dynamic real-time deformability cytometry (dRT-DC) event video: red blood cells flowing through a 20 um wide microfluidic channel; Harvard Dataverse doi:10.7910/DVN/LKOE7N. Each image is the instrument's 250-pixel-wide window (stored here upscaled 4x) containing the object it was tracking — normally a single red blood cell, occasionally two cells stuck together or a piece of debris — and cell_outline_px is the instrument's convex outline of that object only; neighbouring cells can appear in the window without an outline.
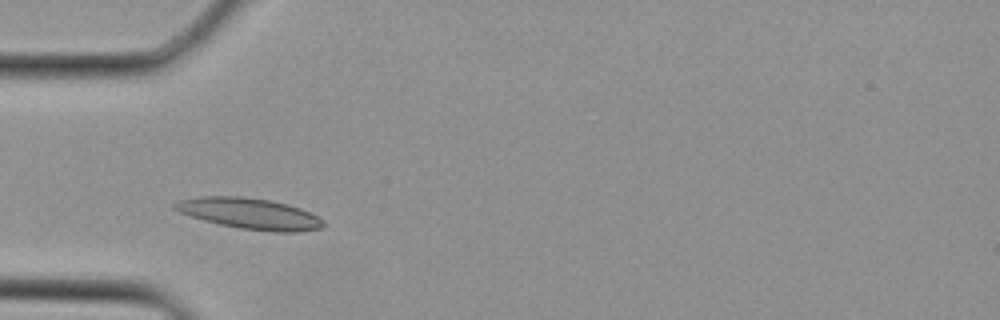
{"species": "Egyptian fruit bat (a non-hibernating species)", "species_latin": "Rousettus aegyptiacus", "temperature_condition": "cold", "stored_images_in_passage": 2, "camera_frame_rate_fps": 3000, "um_per_image_px": 0.085, "animal": {"sex": "female"}, "frame": {"image": 1, "passage_image": 2, "time_ms": 0.333, "image_size_px": [1000, 320], "cell_outline_px": [[324, 224], [320, 228], [296, 232], [272, 232], [240, 228], [220, 224], [204, 220], [180, 212], [172, 208], [172, 204], [180, 200], [200, 196], [244, 196], [268, 200], [288, 204], [300, 208], [324, 220]], "centroid_in_image_um": [21.21, 18.15], "position_along_channel_um": 63.8, "area_um2": 26.65}}